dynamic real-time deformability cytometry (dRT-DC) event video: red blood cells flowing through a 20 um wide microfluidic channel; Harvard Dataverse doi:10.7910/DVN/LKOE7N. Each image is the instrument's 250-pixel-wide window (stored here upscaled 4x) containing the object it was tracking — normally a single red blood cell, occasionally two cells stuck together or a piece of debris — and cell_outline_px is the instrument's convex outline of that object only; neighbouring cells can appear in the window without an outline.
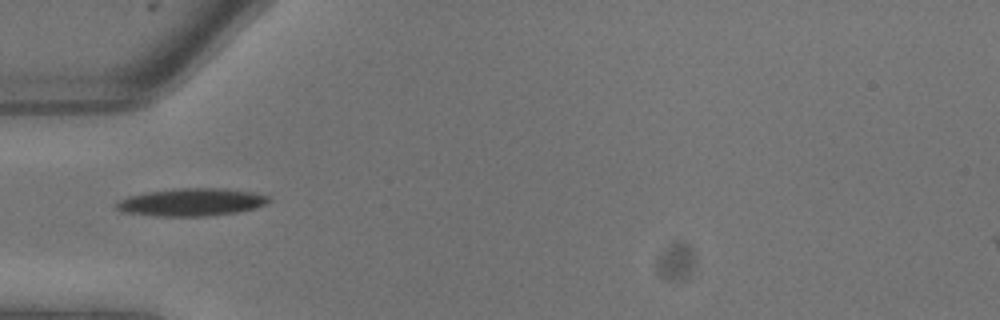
{"species": "common noctule bat (a hibernating species)", "species_latin": "Nyctalus noctula", "temperature_condition": "warm", "stored_images_in_passage": 2, "camera_frame_rate_fps": 3000, "um_per_image_px": 0.085, "animal": {"sex": "male", "body_mass_g": 13.3}, "frame": {"image": 1, "passage_image": 1, "time_ms": 0.0, "image_size_px": [1000, 320], "cell_outline_px": [[272, 200], [268, 204], [236, 212], [212, 216], [152, 216], [120, 212], [116, 208], [116, 204], [120, 200], [128, 196], [148, 192], [180, 188], [224, 188], [252, 192], [272, 196]], "centroid_in_image_um": [16.3, 17.19], "position_along_channel_um": 68.7, "area_um2": 24.74}}